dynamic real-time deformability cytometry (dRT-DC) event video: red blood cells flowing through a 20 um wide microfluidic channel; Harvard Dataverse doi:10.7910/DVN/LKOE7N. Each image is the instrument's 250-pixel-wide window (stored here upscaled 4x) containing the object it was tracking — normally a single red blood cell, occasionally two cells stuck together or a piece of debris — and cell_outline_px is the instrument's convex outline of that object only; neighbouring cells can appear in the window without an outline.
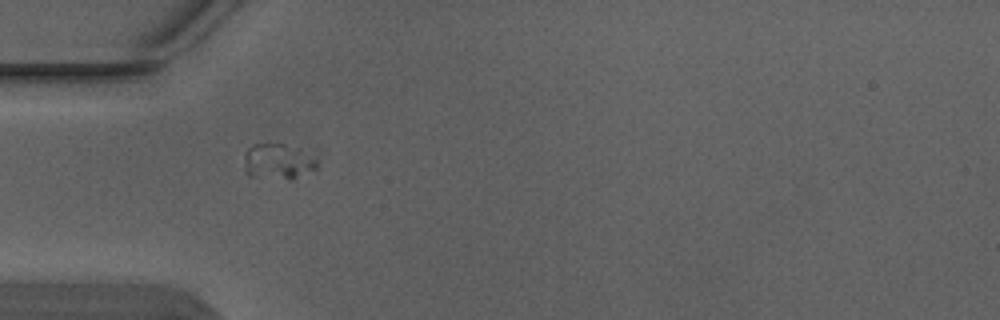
{"species": "Egyptian fruit bat (a non-hibernating species)", "species_latin": "Rousettus aegyptiacus", "temperature_condition": "warm", "stored_images_in_passage": 3, "camera_frame_rate_fps": 3000, "um_per_image_px": 0.085, "animal": {"sex": "male"}, "frame": {"image": 1, "passage_image": 2, "time_ms": 0.333, "image_size_px": [1000, 320], "cell_outline_px": [[316, 168], [292, 180], [248, 176], [244, 172], [244, 164], [248, 148], [252, 144], [284, 144], [316, 160]], "centroid_in_image_um": [23.54, 13.77], "position_along_channel_um": 61.5, "area_um2": 14.62}}
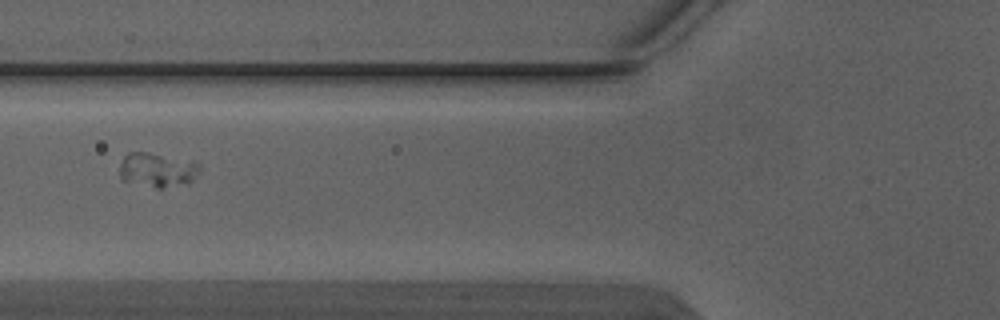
{"frame": {"image": 2, "passage_image": 3, "time_ms": 0.667, "image_size_px": [1000, 320], "cell_outline_px": [[200, 172], [188, 184], [164, 188], [156, 188], [120, 180], [120, 164], [124, 156], [128, 152], [148, 152], [196, 160], [200, 164]], "centroid_in_image_um": [13.41, 14.43], "position_along_channel_um": 112.4, "area_um2": 16.59}}